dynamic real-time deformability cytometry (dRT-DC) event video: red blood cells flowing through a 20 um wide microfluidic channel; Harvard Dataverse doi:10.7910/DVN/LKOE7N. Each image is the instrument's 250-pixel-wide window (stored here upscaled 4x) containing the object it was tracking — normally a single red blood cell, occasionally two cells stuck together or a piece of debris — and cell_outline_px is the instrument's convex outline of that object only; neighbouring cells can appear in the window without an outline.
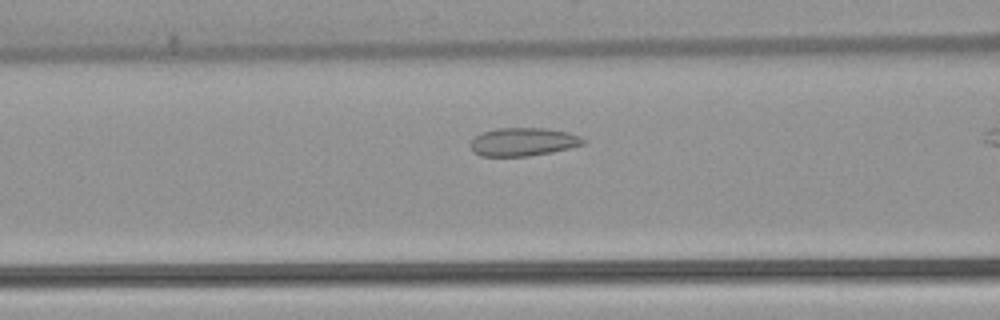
{"species": "common noctule bat (a hibernating species)", "species_latin": "Nyctalus noctula", "temperature_condition": "warm", "stored_images_in_passage": 29, "camera_frame_rate_fps": 3000, "um_per_image_px": 0.085, "animal": {"sex": "female", "body_mass_g": 22.7, "forearm_length_mm": 54.2}, "frame": {"image": 1, "passage_image": 14, "time_ms": 4.333, "image_size_px": [1000, 320], "cell_outline_px": [[588, 140], [584, 144], [552, 152], [528, 156], [480, 156], [472, 152], [468, 144], [476, 136], [484, 132], [496, 128], [544, 128], [568, 132], [580, 136]], "centroid_in_image_um": [44.46, 12.06], "position_along_channel_um": 122.1, "area_um2": 18.67}}
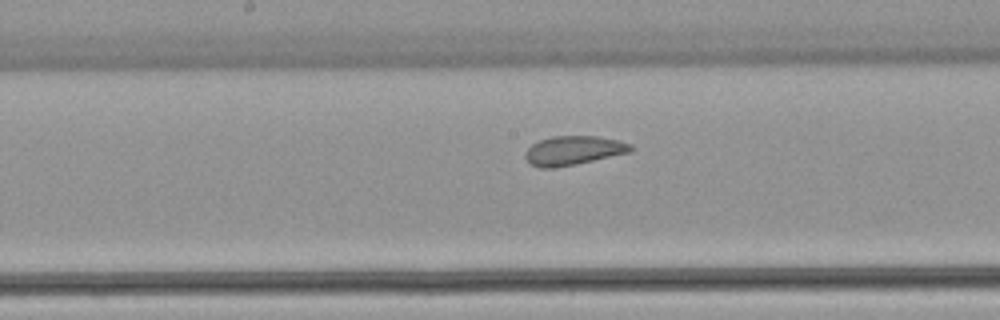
{"frame": {"image": 2, "passage_image": 20, "time_ms": 6.333, "image_size_px": [1000, 320], "cell_outline_px": [[632, 152], [576, 164], [552, 168], [540, 168], [528, 164], [524, 156], [524, 152], [532, 144], [540, 140], [552, 136], [596, 136], [616, 140], [632, 144]], "centroid_in_image_um": [48.7, 12.8], "position_along_channel_um": 199.5, "area_um2": 17.98}}
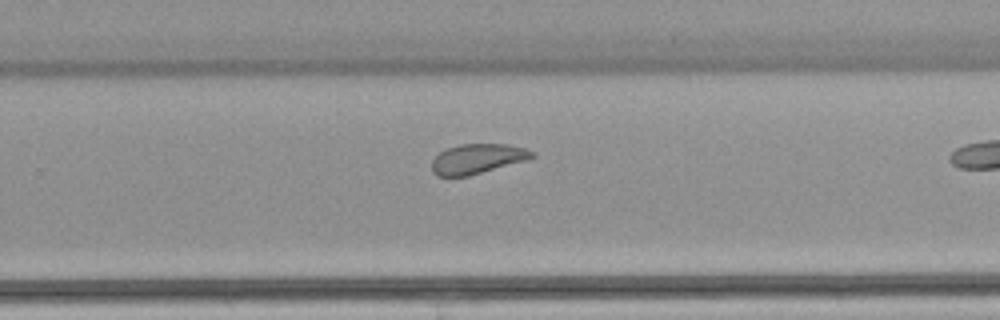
{"frame": {"image": 3, "passage_image": 27, "time_ms": 8.667, "image_size_px": [1000, 320], "cell_outline_px": [[536, 156], [528, 160], [468, 176], [436, 176], [432, 172], [432, 160], [440, 152], [448, 148], [460, 144], [508, 144], [524, 148], [536, 152]], "centroid_in_image_um": [40.61, 13.5], "position_along_channel_um": 289.2, "area_um2": 17.51}}